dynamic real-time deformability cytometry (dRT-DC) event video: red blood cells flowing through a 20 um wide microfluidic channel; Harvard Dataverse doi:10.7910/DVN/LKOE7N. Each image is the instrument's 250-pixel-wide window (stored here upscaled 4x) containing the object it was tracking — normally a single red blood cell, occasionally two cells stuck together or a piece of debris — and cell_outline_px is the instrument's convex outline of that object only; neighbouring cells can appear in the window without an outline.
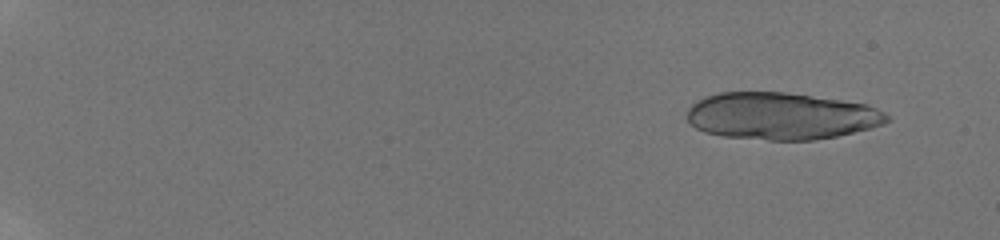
{"species": "human", "species_latin": "Homo sapiens", "temperature_condition": "room temperature", "stored_images_in_passage": 24, "camera_frame_rate_fps": 3000, "um_per_image_px": 0.085, "donor": {"sex": "male"}, "frame": {"image": 1, "passage_image": 5, "time_ms": 1.333, "image_size_px": [1000, 240], "cell_outline_px": [[892, 120], [884, 124], [836, 136], [816, 140], [768, 140], [724, 136], [704, 132], [696, 128], [688, 120], [688, 108], [696, 100], [704, 96], [720, 92], [784, 92], [868, 104], [884, 112]], "centroid_in_image_um": [66.39, 9.86], "position_along_channel_um": 18.6, "area_um2": 54.79}}